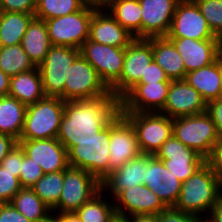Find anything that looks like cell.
Listing matches in <instances>:
<instances>
[{
    "label": "cell",
    "mask_w": 222,
    "mask_h": 222,
    "mask_svg": "<svg viewBox=\"0 0 222 222\" xmlns=\"http://www.w3.org/2000/svg\"><path fill=\"white\" fill-rule=\"evenodd\" d=\"M133 126L141 154L155 155L172 136L173 119L159 112H121Z\"/></svg>",
    "instance_id": "cell-6"
},
{
    "label": "cell",
    "mask_w": 222,
    "mask_h": 222,
    "mask_svg": "<svg viewBox=\"0 0 222 222\" xmlns=\"http://www.w3.org/2000/svg\"><path fill=\"white\" fill-rule=\"evenodd\" d=\"M45 173L39 164L27 156L24 152L21 170L19 173V182L21 187L31 188Z\"/></svg>",
    "instance_id": "cell-39"
},
{
    "label": "cell",
    "mask_w": 222,
    "mask_h": 222,
    "mask_svg": "<svg viewBox=\"0 0 222 222\" xmlns=\"http://www.w3.org/2000/svg\"><path fill=\"white\" fill-rule=\"evenodd\" d=\"M222 199V183L206 162L185 182L173 206L174 209L193 214L199 218L202 212L208 214L212 207Z\"/></svg>",
    "instance_id": "cell-2"
},
{
    "label": "cell",
    "mask_w": 222,
    "mask_h": 222,
    "mask_svg": "<svg viewBox=\"0 0 222 222\" xmlns=\"http://www.w3.org/2000/svg\"><path fill=\"white\" fill-rule=\"evenodd\" d=\"M170 84H136L120 100V112H160L166 103Z\"/></svg>",
    "instance_id": "cell-18"
},
{
    "label": "cell",
    "mask_w": 222,
    "mask_h": 222,
    "mask_svg": "<svg viewBox=\"0 0 222 222\" xmlns=\"http://www.w3.org/2000/svg\"><path fill=\"white\" fill-rule=\"evenodd\" d=\"M113 222H130L127 218L117 217Z\"/></svg>",
    "instance_id": "cell-53"
},
{
    "label": "cell",
    "mask_w": 222,
    "mask_h": 222,
    "mask_svg": "<svg viewBox=\"0 0 222 222\" xmlns=\"http://www.w3.org/2000/svg\"><path fill=\"white\" fill-rule=\"evenodd\" d=\"M144 185L150 188L167 207H173L181 192L182 182L153 155L145 164Z\"/></svg>",
    "instance_id": "cell-22"
},
{
    "label": "cell",
    "mask_w": 222,
    "mask_h": 222,
    "mask_svg": "<svg viewBox=\"0 0 222 222\" xmlns=\"http://www.w3.org/2000/svg\"><path fill=\"white\" fill-rule=\"evenodd\" d=\"M96 10L85 5L72 14L45 20L51 44L80 49L89 38V24Z\"/></svg>",
    "instance_id": "cell-7"
},
{
    "label": "cell",
    "mask_w": 222,
    "mask_h": 222,
    "mask_svg": "<svg viewBox=\"0 0 222 222\" xmlns=\"http://www.w3.org/2000/svg\"><path fill=\"white\" fill-rule=\"evenodd\" d=\"M154 156L162 161L181 182H185L207 162L195 150L182 144L173 135L163 143Z\"/></svg>",
    "instance_id": "cell-13"
},
{
    "label": "cell",
    "mask_w": 222,
    "mask_h": 222,
    "mask_svg": "<svg viewBox=\"0 0 222 222\" xmlns=\"http://www.w3.org/2000/svg\"><path fill=\"white\" fill-rule=\"evenodd\" d=\"M172 135L205 160L211 157L215 146L220 142L216 125L206 111L174 118Z\"/></svg>",
    "instance_id": "cell-4"
},
{
    "label": "cell",
    "mask_w": 222,
    "mask_h": 222,
    "mask_svg": "<svg viewBox=\"0 0 222 222\" xmlns=\"http://www.w3.org/2000/svg\"><path fill=\"white\" fill-rule=\"evenodd\" d=\"M34 14L0 11V46L21 44Z\"/></svg>",
    "instance_id": "cell-30"
},
{
    "label": "cell",
    "mask_w": 222,
    "mask_h": 222,
    "mask_svg": "<svg viewBox=\"0 0 222 222\" xmlns=\"http://www.w3.org/2000/svg\"><path fill=\"white\" fill-rule=\"evenodd\" d=\"M27 106L18 99L0 97V133L12 136L19 141L23 130Z\"/></svg>",
    "instance_id": "cell-29"
},
{
    "label": "cell",
    "mask_w": 222,
    "mask_h": 222,
    "mask_svg": "<svg viewBox=\"0 0 222 222\" xmlns=\"http://www.w3.org/2000/svg\"><path fill=\"white\" fill-rule=\"evenodd\" d=\"M64 108V100L51 96L27 106L19 140L57 138Z\"/></svg>",
    "instance_id": "cell-3"
},
{
    "label": "cell",
    "mask_w": 222,
    "mask_h": 222,
    "mask_svg": "<svg viewBox=\"0 0 222 222\" xmlns=\"http://www.w3.org/2000/svg\"><path fill=\"white\" fill-rule=\"evenodd\" d=\"M220 98L222 99V55H221V81H220Z\"/></svg>",
    "instance_id": "cell-54"
},
{
    "label": "cell",
    "mask_w": 222,
    "mask_h": 222,
    "mask_svg": "<svg viewBox=\"0 0 222 222\" xmlns=\"http://www.w3.org/2000/svg\"><path fill=\"white\" fill-rule=\"evenodd\" d=\"M153 60L152 44L147 39H134L125 48L120 79L109 89L120 101L141 79Z\"/></svg>",
    "instance_id": "cell-11"
},
{
    "label": "cell",
    "mask_w": 222,
    "mask_h": 222,
    "mask_svg": "<svg viewBox=\"0 0 222 222\" xmlns=\"http://www.w3.org/2000/svg\"><path fill=\"white\" fill-rule=\"evenodd\" d=\"M0 222H31L11 203L0 204Z\"/></svg>",
    "instance_id": "cell-45"
},
{
    "label": "cell",
    "mask_w": 222,
    "mask_h": 222,
    "mask_svg": "<svg viewBox=\"0 0 222 222\" xmlns=\"http://www.w3.org/2000/svg\"><path fill=\"white\" fill-rule=\"evenodd\" d=\"M104 191H100L90 201L83 204L75 213L81 222H113L118 215L112 200L103 199Z\"/></svg>",
    "instance_id": "cell-33"
},
{
    "label": "cell",
    "mask_w": 222,
    "mask_h": 222,
    "mask_svg": "<svg viewBox=\"0 0 222 222\" xmlns=\"http://www.w3.org/2000/svg\"><path fill=\"white\" fill-rule=\"evenodd\" d=\"M17 144L18 141L12 136L0 133V163Z\"/></svg>",
    "instance_id": "cell-47"
},
{
    "label": "cell",
    "mask_w": 222,
    "mask_h": 222,
    "mask_svg": "<svg viewBox=\"0 0 222 222\" xmlns=\"http://www.w3.org/2000/svg\"><path fill=\"white\" fill-rule=\"evenodd\" d=\"M10 203L31 222H49L52 218L51 209L32 188L22 187Z\"/></svg>",
    "instance_id": "cell-31"
},
{
    "label": "cell",
    "mask_w": 222,
    "mask_h": 222,
    "mask_svg": "<svg viewBox=\"0 0 222 222\" xmlns=\"http://www.w3.org/2000/svg\"><path fill=\"white\" fill-rule=\"evenodd\" d=\"M209 213L210 218L206 217L209 222H222V199L212 207Z\"/></svg>",
    "instance_id": "cell-49"
},
{
    "label": "cell",
    "mask_w": 222,
    "mask_h": 222,
    "mask_svg": "<svg viewBox=\"0 0 222 222\" xmlns=\"http://www.w3.org/2000/svg\"><path fill=\"white\" fill-rule=\"evenodd\" d=\"M213 34L222 40V0H193Z\"/></svg>",
    "instance_id": "cell-37"
},
{
    "label": "cell",
    "mask_w": 222,
    "mask_h": 222,
    "mask_svg": "<svg viewBox=\"0 0 222 222\" xmlns=\"http://www.w3.org/2000/svg\"><path fill=\"white\" fill-rule=\"evenodd\" d=\"M206 112L216 125L219 141H222V99L219 98L208 102Z\"/></svg>",
    "instance_id": "cell-44"
},
{
    "label": "cell",
    "mask_w": 222,
    "mask_h": 222,
    "mask_svg": "<svg viewBox=\"0 0 222 222\" xmlns=\"http://www.w3.org/2000/svg\"><path fill=\"white\" fill-rule=\"evenodd\" d=\"M11 77L0 70V97L8 96Z\"/></svg>",
    "instance_id": "cell-50"
},
{
    "label": "cell",
    "mask_w": 222,
    "mask_h": 222,
    "mask_svg": "<svg viewBox=\"0 0 222 222\" xmlns=\"http://www.w3.org/2000/svg\"><path fill=\"white\" fill-rule=\"evenodd\" d=\"M206 102L185 79L171 80L166 103L159 112L171 119L193 116L206 111Z\"/></svg>",
    "instance_id": "cell-16"
},
{
    "label": "cell",
    "mask_w": 222,
    "mask_h": 222,
    "mask_svg": "<svg viewBox=\"0 0 222 222\" xmlns=\"http://www.w3.org/2000/svg\"><path fill=\"white\" fill-rule=\"evenodd\" d=\"M80 52L95 68L108 89L120 79L125 48L99 44L87 39L80 48Z\"/></svg>",
    "instance_id": "cell-12"
},
{
    "label": "cell",
    "mask_w": 222,
    "mask_h": 222,
    "mask_svg": "<svg viewBox=\"0 0 222 222\" xmlns=\"http://www.w3.org/2000/svg\"><path fill=\"white\" fill-rule=\"evenodd\" d=\"M110 123L93 139L79 140L68 151L70 167L83 169L102 182L109 175Z\"/></svg>",
    "instance_id": "cell-5"
},
{
    "label": "cell",
    "mask_w": 222,
    "mask_h": 222,
    "mask_svg": "<svg viewBox=\"0 0 222 222\" xmlns=\"http://www.w3.org/2000/svg\"><path fill=\"white\" fill-rule=\"evenodd\" d=\"M36 0H0V11L34 14Z\"/></svg>",
    "instance_id": "cell-41"
},
{
    "label": "cell",
    "mask_w": 222,
    "mask_h": 222,
    "mask_svg": "<svg viewBox=\"0 0 222 222\" xmlns=\"http://www.w3.org/2000/svg\"><path fill=\"white\" fill-rule=\"evenodd\" d=\"M134 39L135 36L123 28L106 9H97L93 13L89 24L88 40L99 44L126 48Z\"/></svg>",
    "instance_id": "cell-23"
},
{
    "label": "cell",
    "mask_w": 222,
    "mask_h": 222,
    "mask_svg": "<svg viewBox=\"0 0 222 222\" xmlns=\"http://www.w3.org/2000/svg\"><path fill=\"white\" fill-rule=\"evenodd\" d=\"M199 217L179 210L173 207H167L158 214L159 222H198Z\"/></svg>",
    "instance_id": "cell-42"
},
{
    "label": "cell",
    "mask_w": 222,
    "mask_h": 222,
    "mask_svg": "<svg viewBox=\"0 0 222 222\" xmlns=\"http://www.w3.org/2000/svg\"><path fill=\"white\" fill-rule=\"evenodd\" d=\"M34 64L23 50L21 44L0 46V70L12 77L34 69Z\"/></svg>",
    "instance_id": "cell-34"
},
{
    "label": "cell",
    "mask_w": 222,
    "mask_h": 222,
    "mask_svg": "<svg viewBox=\"0 0 222 222\" xmlns=\"http://www.w3.org/2000/svg\"><path fill=\"white\" fill-rule=\"evenodd\" d=\"M64 183V171L45 173L31 188L53 210L59 201Z\"/></svg>",
    "instance_id": "cell-35"
},
{
    "label": "cell",
    "mask_w": 222,
    "mask_h": 222,
    "mask_svg": "<svg viewBox=\"0 0 222 222\" xmlns=\"http://www.w3.org/2000/svg\"><path fill=\"white\" fill-rule=\"evenodd\" d=\"M185 80L197 90L206 104L220 98L221 56L213 63L186 73Z\"/></svg>",
    "instance_id": "cell-26"
},
{
    "label": "cell",
    "mask_w": 222,
    "mask_h": 222,
    "mask_svg": "<svg viewBox=\"0 0 222 222\" xmlns=\"http://www.w3.org/2000/svg\"><path fill=\"white\" fill-rule=\"evenodd\" d=\"M151 154H140L112 171L102 182V191H111L113 199L122 191L143 185L145 182V164Z\"/></svg>",
    "instance_id": "cell-24"
},
{
    "label": "cell",
    "mask_w": 222,
    "mask_h": 222,
    "mask_svg": "<svg viewBox=\"0 0 222 222\" xmlns=\"http://www.w3.org/2000/svg\"><path fill=\"white\" fill-rule=\"evenodd\" d=\"M24 157V150L18 143L14 146L11 151L0 163V166L5 168L7 171L14 173V176L19 179V173L21 170V163Z\"/></svg>",
    "instance_id": "cell-40"
},
{
    "label": "cell",
    "mask_w": 222,
    "mask_h": 222,
    "mask_svg": "<svg viewBox=\"0 0 222 222\" xmlns=\"http://www.w3.org/2000/svg\"><path fill=\"white\" fill-rule=\"evenodd\" d=\"M85 6L82 0H36L34 15L38 19L48 20L72 14Z\"/></svg>",
    "instance_id": "cell-36"
},
{
    "label": "cell",
    "mask_w": 222,
    "mask_h": 222,
    "mask_svg": "<svg viewBox=\"0 0 222 222\" xmlns=\"http://www.w3.org/2000/svg\"><path fill=\"white\" fill-rule=\"evenodd\" d=\"M109 174L141 154L130 121L119 112L110 122Z\"/></svg>",
    "instance_id": "cell-15"
},
{
    "label": "cell",
    "mask_w": 222,
    "mask_h": 222,
    "mask_svg": "<svg viewBox=\"0 0 222 222\" xmlns=\"http://www.w3.org/2000/svg\"><path fill=\"white\" fill-rule=\"evenodd\" d=\"M49 222H81V220L75 212H61L53 214Z\"/></svg>",
    "instance_id": "cell-48"
},
{
    "label": "cell",
    "mask_w": 222,
    "mask_h": 222,
    "mask_svg": "<svg viewBox=\"0 0 222 222\" xmlns=\"http://www.w3.org/2000/svg\"><path fill=\"white\" fill-rule=\"evenodd\" d=\"M81 55L80 49L52 45L44 61L38 66L46 96L64 100V83L70 66Z\"/></svg>",
    "instance_id": "cell-9"
},
{
    "label": "cell",
    "mask_w": 222,
    "mask_h": 222,
    "mask_svg": "<svg viewBox=\"0 0 222 222\" xmlns=\"http://www.w3.org/2000/svg\"><path fill=\"white\" fill-rule=\"evenodd\" d=\"M8 95L18 99L25 106L35 104L44 98L46 95L39 68L35 67L30 71L12 76Z\"/></svg>",
    "instance_id": "cell-27"
},
{
    "label": "cell",
    "mask_w": 222,
    "mask_h": 222,
    "mask_svg": "<svg viewBox=\"0 0 222 222\" xmlns=\"http://www.w3.org/2000/svg\"><path fill=\"white\" fill-rule=\"evenodd\" d=\"M167 38H191L194 40L219 39L209 28L206 19L193 0L177 3Z\"/></svg>",
    "instance_id": "cell-14"
},
{
    "label": "cell",
    "mask_w": 222,
    "mask_h": 222,
    "mask_svg": "<svg viewBox=\"0 0 222 222\" xmlns=\"http://www.w3.org/2000/svg\"><path fill=\"white\" fill-rule=\"evenodd\" d=\"M120 112V101L110 93L90 100L65 102L57 139L69 151L79 140L93 139Z\"/></svg>",
    "instance_id": "cell-1"
},
{
    "label": "cell",
    "mask_w": 222,
    "mask_h": 222,
    "mask_svg": "<svg viewBox=\"0 0 222 222\" xmlns=\"http://www.w3.org/2000/svg\"><path fill=\"white\" fill-rule=\"evenodd\" d=\"M198 222H209V221H208L206 218H205V220H204V218L202 217V218L199 219Z\"/></svg>",
    "instance_id": "cell-55"
},
{
    "label": "cell",
    "mask_w": 222,
    "mask_h": 222,
    "mask_svg": "<svg viewBox=\"0 0 222 222\" xmlns=\"http://www.w3.org/2000/svg\"><path fill=\"white\" fill-rule=\"evenodd\" d=\"M21 46L35 67L44 61L52 47L44 20L36 17L31 20L21 40Z\"/></svg>",
    "instance_id": "cell-28"
},
{
    "label": "cell",
    "mask_w": 222,
    "mask_h": 222,
    "mask_svg": "<svg viewBox=\"0 0 222 222\" xmlns=\"http://www.w3.org/2000/svg\"><path fill=\"white\" fill-rule=\"evenodd\" d=\"M110 93L95 68L80 55L70 66L66 76L64 101L96 99Z\"/></svg>",
    "instance_id": "cell-10"
},
{
    "label": "cell",
    "mask_w": 222,
    "mask_h": 222,
    "mask_svg": "<svg viewBox=\"0 0 222 222\" xmlns=\"http://www.w3.org/2000/svg\"><path fill=\"white\" fill-rule=\"evenodd\" d=\"M130 222H159L158 215L153 214H138L131 216V218L127 217Z\"/></svg>",
    "instance_id": "cell-51"
},
{
    "label": "cell",
    "mask_w": 222,
    "mask_h": 222,
    "mask_svg": "<svg viewBox=\"0 0 222 222\" xmlns=\"http://www.w3.org/2000/svg\"><path fill=\"white\" fill-rule=\"evenodd\" d=\"M207 162L211 165L214 174L222 183V141L215 146L213 153Z\"/></svg>",
    "instance_id": "cell-46"
},
{
    "label": "cell",
    "mask_w": 222,
    "mask_h": 222,
    "mask_svg": "<svg viewBox=\"0 0 222 222\" xmlns=\"http://www.w3.org/2000/svg\"><path fill=\"white\" fill-rule=\"evenodd\" d=\"M183 58L186 73L208 66L222 55L221 39L168 38Z\"/></svg>",
    "instance_id": "cell-20"
},
{
    "label": "cell",
    "mask_w": 222,
    "mask_h": 222,
    "mask_svg": "<svg viewBox=\"0 0 222 222\" xmlns=\"http://www.w3.org/2000/svg\"><path fill=\"white\" fill-rule=\"evenodd\" d=\"M21 188L19 179L14 173L0 166V204L10 203Z\"/></svg>",
    "instance_id": "cell-38"
},
{
    "label": "cell",
    "mask_w": 222,
    "mask_h": 222,
    "mask_svg": "<svg viewBox=\"0 0 222 222\" xmlns=\"http://www.w3.org/2000/svg\"><path fill=\"white\" fill-rule=\"evenodd\" d=\"M18 143L44 173L64 171L69 167L68 151L57 138L19 140Z\"/></svg>",
    "instance_id": "cell-19"
},
{
    "label": "cell",
    "mask_w": 222,
    "mask_h": 222,
    "mask_svg": "<svg viewBox=\"0 0 222 222\" xmlns=\"http://www.w3.org/2000/svg\"><path fill=\"white\" fill-rule=\"evenodd\" d=\"M136 39H141V6L138 0H113L105 8Z\"/></svg>",
    "instance_id": "cell-32"
},
{
    "label": "cell",
    "mask_w": 222,
    "mask_h": 222,
    "mask_svg": "<svg viewBox=\"0 0 222 222\" xmlns=\"http://www.w3.org/2000/svg\"><path fill=\"white\" fill-rule=\"evenodd\" d=\"M114 200L116 214L123 218L138 214L158 215L167 208L163 201L144 184L122 190Z\"/></svg>",
    "instance_id": "cell-17"
},
{
    "label": "cell",
    "mask_w": 222,
    "mask_h": 222,
    "mask_svg": "<svg viewBox=\"0 0 222 222\" xmlns=\"http://www.w3.org/2000/svg\"><path fill=\"white\" fill-rule=\"evenodd\" d=\"M86 6L105 9L113 0H82Z\"/></svg>",
    "instance_id": "cell-52"
},
{
    "label": "cell",
    "mask_w": 222,
    "mask_h": 222,
    "mask_svg": "<svg viewBox=\"0 0 222 222\" xmlns=\"http://www.w3.org/2000/svg\"><path fill=\"white\" fill-rule=\"evenodd\" d=\"M141 6V39L166 37L180 0H138Z\"/></svg>",
    "instance_id": "cell-21"
},
{
    "label": "cell",
    "mask_w": 222,
    "mask_h": 222,
    "mask_svg": "<svg viewBox=\"0 0 222 222\" xmlns=\"http://www.w3.org/2000/svg\"><path fill=\"white\" fill-rule=\"evenodd\" d=\"M156 82H171L166 76L165 71L154 61L147 66L145 77H141L137 84L156 83Z\"/></svg>",
    "instance_id": "cell-43"
},
{
    "label": "cell",
    "mask_w": 222,
    "mask_h": 222,
    "mask_svg": "<svg viewBox=\"0 0 222 222\" xmlns=\"http://www.w3.org/2000/svg\"><path fill=\"white\" fill-rule=\"evenodd\" d=\"M147 40L152 44L154 61L165 71L169 80L185 79L183 58L174 44L167 37H151Z\"/></svg>",
    "instance_id": "cell-25"
},
{
    "label": "cell",
    "mask_w": 222,
    "mask_h": 222,
    "mask_svg": "<svg viewBox=\"0 0 222 222\" xmlns=\"http://www.w3.org/2000/svg\"><path fill=\"white\" fill-rule=\"evenodd\" d=\"M102 190L101 182L89 172L68 167L64 170V183L57 206L52 210L76 212Z\"/></svg>",
    "instance_id": "cell-8"
}]
</instances>
